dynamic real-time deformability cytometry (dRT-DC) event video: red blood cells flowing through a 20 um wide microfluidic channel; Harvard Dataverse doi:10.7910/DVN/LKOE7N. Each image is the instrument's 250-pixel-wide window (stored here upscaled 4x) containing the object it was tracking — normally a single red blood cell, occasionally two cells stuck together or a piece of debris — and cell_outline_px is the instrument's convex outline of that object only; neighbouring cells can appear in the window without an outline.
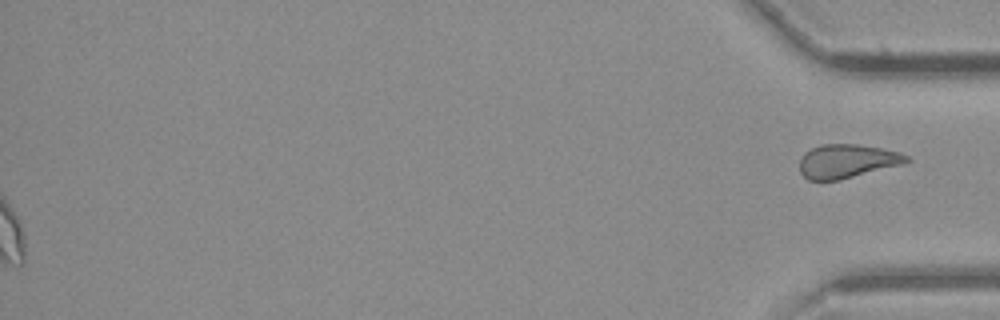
{"species": "common noctule bat (a hibernating species)", "species_latin": "Nyctalus noctula", "temperature_condition": "cold", "stored_images_in_passage": 53, "segment_of_instrument_passage": [2, 2], "camera_frame_rate_fps": 3000, "um_per_image_px": 0.085, "animal": {"sex": "female", "body_mass_g": 21.9}, "frame": {"image": 1, "passage_image": 53, "time_ms": 17.333, "image_size_px": [1000, 320], "cell_outline_px": [[912, 160], [900, 164], [840, 180], [808, 180], [800, 172], [800, 160], [804, 152], [820, 144], [860, 144], [900, 152], [908, 156]], "centroid_in_image_um": [71.97, 13.69], "position_along_channel_um": 363.2, "area_um2": 20.92}}